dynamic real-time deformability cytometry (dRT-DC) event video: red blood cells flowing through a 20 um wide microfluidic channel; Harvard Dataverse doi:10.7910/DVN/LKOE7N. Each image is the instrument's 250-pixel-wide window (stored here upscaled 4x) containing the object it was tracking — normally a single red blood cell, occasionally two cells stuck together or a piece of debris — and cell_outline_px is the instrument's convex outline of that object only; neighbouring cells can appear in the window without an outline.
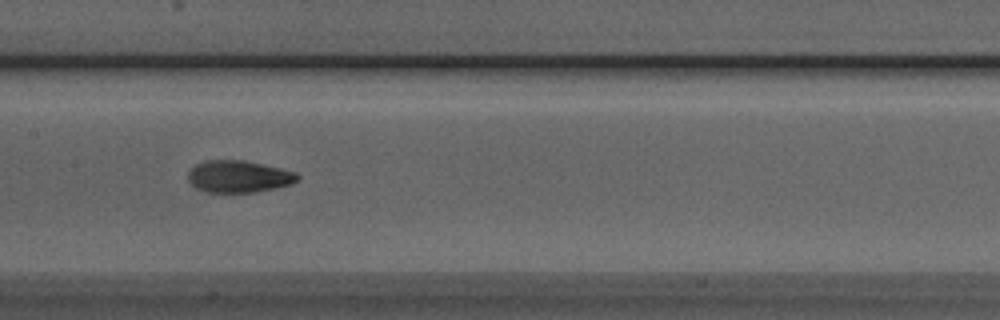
{"species": "Egyptian fruit bat (a non-hibernating species)", "species_latin": "Rousettus aegyptiacus", "temperature_condition": "room temperature", "stored_images_in_passage": 8, "camera_frame_rate_fps": 3000, "um_per_image_px": 0.085, "animal": {"sex": "male"}, "frame": {"image": 1, "passage_image": 6, "time_ms": 1.667, "image_size_px": [1000, 320], "cell_outline_px": [[300, 176], [292, 184], [256, 192], [208, 192], [196, 188], [188, 180], [188, 172], [196, 164], [204, 160], [244, 160], [280, 168], [296, 172]], "centroid_in_image_um": [20.28, 15.0], "position_along_channel_um": 187.1, "area_um2": 20.35}}
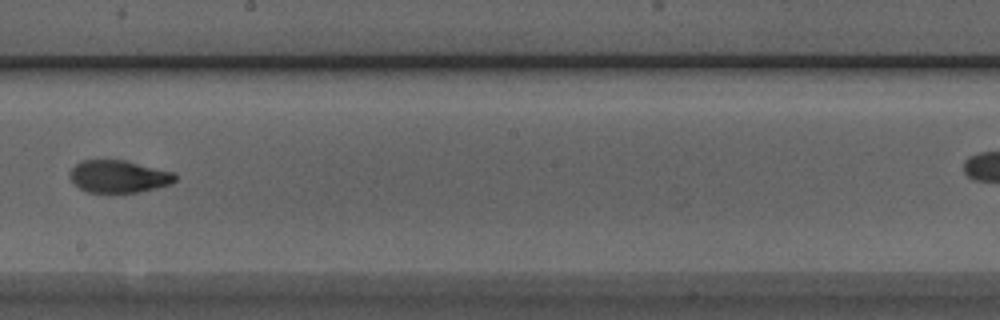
{"frame": {"image": 2, "passage_image": 7, "time_ms": 2.0, "image_size_px": [1000, 320], "cell_outline_px": [[176, 180], [172, 184], [140, 192], [88, 192], [80, 188], [72, 180], [68, 172], [76, 164], [84, 160], [124, 160], [172, 172], [176, 176]], "centroid_in_image_um": [10.09, 15.0], "position_along_channel_um": 238.1, "area_um2": 19.65}}
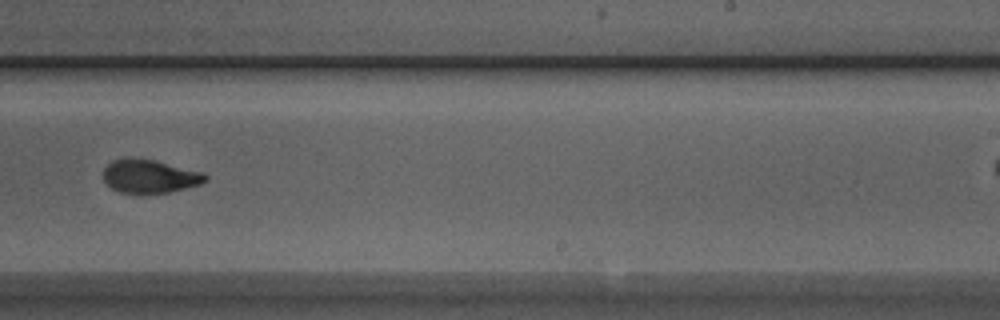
{"frame": {"image": 3, "passage_image": 8, "time_ms": 2.333, "image_size_px": [1000, 320], "cell_outline_px": [[208, 180], [200, 184], [168, 192], [140, 196], [120, 192], [112, 188], [104, 180], [104, 168], [112, 160], [124, 156], [152, 160], [200, 172], [208, 176]], "centroid_in_image_um": [12.66, 15.01], "position_along_channel_um": 276.3, "area_um2": 20.11}}